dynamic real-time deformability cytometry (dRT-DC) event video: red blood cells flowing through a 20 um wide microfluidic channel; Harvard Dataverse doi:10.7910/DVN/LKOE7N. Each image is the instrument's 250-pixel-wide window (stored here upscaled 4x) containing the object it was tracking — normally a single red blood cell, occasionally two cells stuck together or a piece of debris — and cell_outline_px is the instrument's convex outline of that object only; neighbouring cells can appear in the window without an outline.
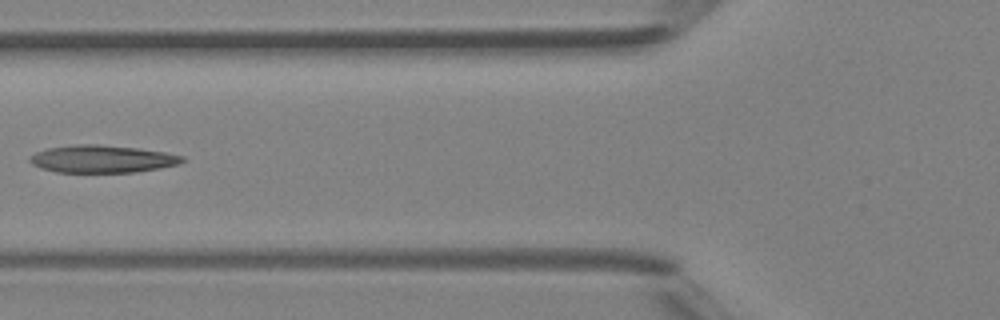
{"species": "Egyptian fruit bat (a non-hibernating species)", "species_latin": "Rousettus aegyptiacus", "temperature_condition": "room temperature", "stored_images_in_passage": 5, "camera_frame_rate_fps": 3000, "um_per_image_px": 0.085, "animal": {"sex": "female"}, "frame": {"image": 1, "passage_image": 4, "time_ms": 3.667, "image_size_px": [1000, 320], "cell_outline_px": [[184, 160], [180, 164], [160, 168], [132, 172], [56, 172], [40, 168], [32, 164], [28, 160], [28, 156], [36, 152], [48, 148], [76, 144], [96, 144], [136, 148], [164, 152], [184, 156]], "centroid_in_image_um": [8.65, 13.51], "position_along_channel_um": 117.2, "area_um2": 24.39}}
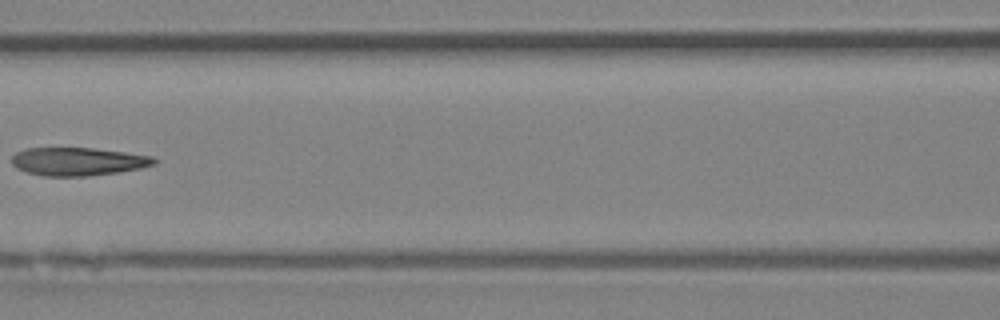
{"frame": {"image": 2, "passage_image": 5, "time_ms": 4.667, "image_size_px": [1000, 320], "cell_outline_px": [[156, 164], [140, 168], [116, 172], [88, 176], [44, 176], [28, 172], [12, 164], [12, 156], [16, 152], [24, 148], [92, 148], [124, 152], [152, 156], [156, 160]], "centroid_in_image_um": [6.62, 13.72], "position_along_channel_um": 160.0, "area_um2": 23.12}}